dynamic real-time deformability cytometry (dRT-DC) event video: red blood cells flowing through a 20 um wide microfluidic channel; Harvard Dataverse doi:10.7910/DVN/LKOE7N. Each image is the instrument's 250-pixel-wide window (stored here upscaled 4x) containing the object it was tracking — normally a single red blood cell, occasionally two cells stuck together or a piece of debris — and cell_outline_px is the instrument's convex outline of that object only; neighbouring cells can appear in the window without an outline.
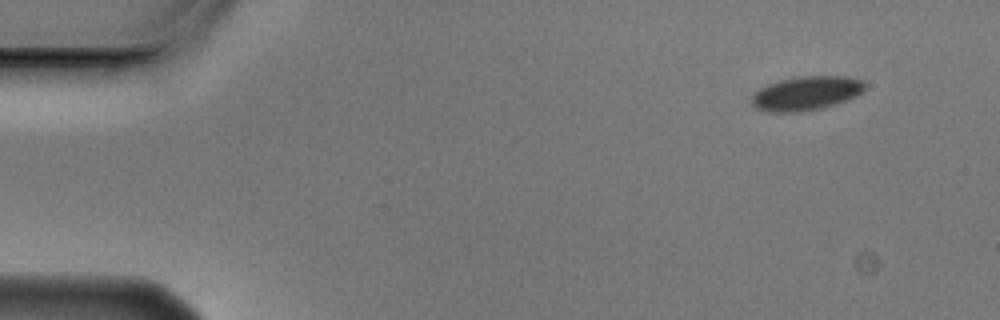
{"species": "Egyptian fruit bat (a non-hibernating species)", "species_latin": "Rousettus aegyptiacus", "temperature_condition": "cold", "stored_images_in_passage": 4, "camera_frame_rate_fps": 3000, "um_per_image_px": 0.085, "animal": {"sex": "male"}, "frame": {"image": 1, "passage_image": 1, "time_ms": 0.0, "image_size_px": [1000, 320], "cell_outline_px": [[864, 88], [856, 96], [836, 104], [820, 108], [800, 112], [768, 112], [756, 108], [752, 104], [752, 96], [760, 88], [768, 84], [780, 80], [800, 76], [848, 76], [860, 80], [864, 84]], "centroid_in_image_um": [68.5, 7.93], "position_along_channel_um": 16.5, "area_um2": 22.25}}
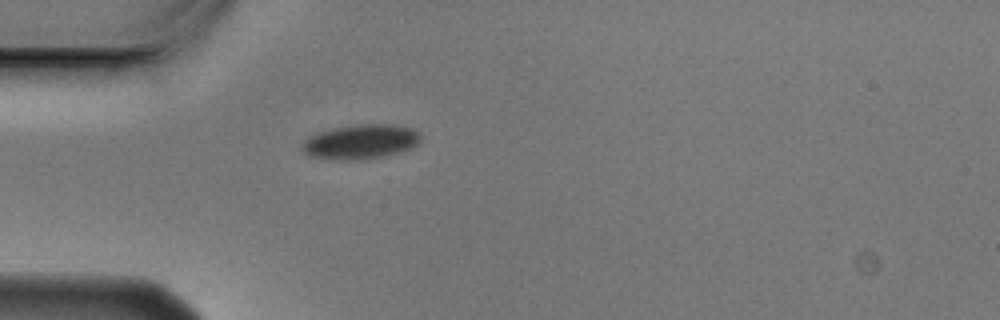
{"frame": {"image": 2, "passage_image": 4, "time_ms": 1.0, "image_size_px": [1000, 320], "cell_outline_px": [[420, 140], [412, 148], [380, 156], [356, 160], [344, 160], [312, 156], [304, 152], [300, 148], [300, 144], [308, 136], [316, 132], [332, 128], [360, 124], [396, 124], [412, 128], [420, 136]], "centroid_in_image_um": [30.6, 12.02], "position_along_channel_um": 54.4, "area_um2": 23.7}}